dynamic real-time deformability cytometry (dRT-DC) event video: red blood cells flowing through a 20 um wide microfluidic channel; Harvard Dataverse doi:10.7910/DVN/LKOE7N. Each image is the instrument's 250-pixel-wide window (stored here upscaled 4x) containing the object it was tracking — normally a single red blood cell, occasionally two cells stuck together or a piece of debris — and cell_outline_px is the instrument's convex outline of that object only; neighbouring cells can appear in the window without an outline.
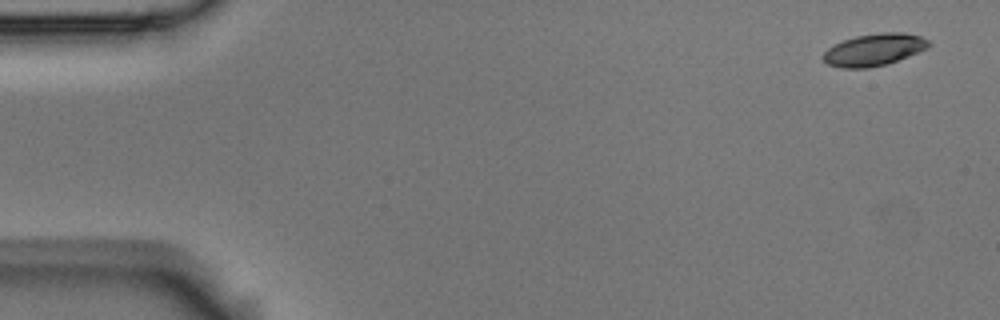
{"species": "Egyptian fruit bat (a non-hibernating species)", "species_latin": "Rousettus aegyptiacus", "temperature_condition": "room temperature", "stored_images_in_passage": 6, "camera_frame_rate_fps": 3000, "um_per_image_px": 0.085, "animal": {"sex": "male"}, "frame": {"image": 1, "passage_image": 1, "time_ms": 0.0, "image_size_px": [1000, 320], "cell_outline_px": [[932, 44], [908, 56], [888, 64], [868, 68], [840, 68], [828, 64], [824, 60], [824, 52], [828, 48], [844, 40], [856, 36], [880, 32], [904, 32], [920, 36], [928, 40]], "centroid_in_image_um": [74.29, 4.22], "position_along_channel_um": 10.7, "area_um2": 19.54}}
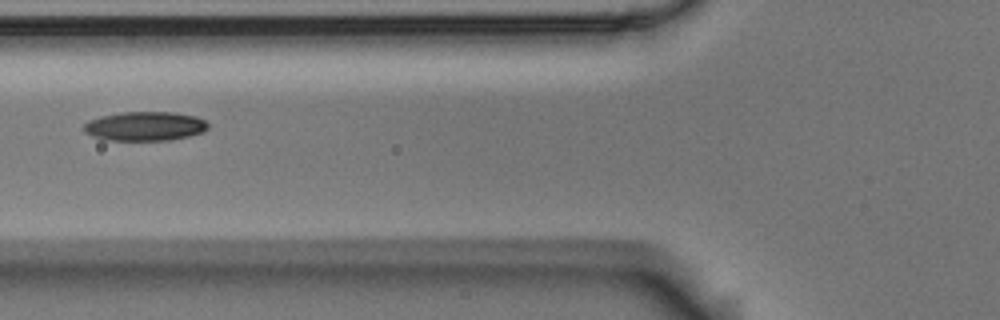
{"frame": {"image": 2, "passage_image": 6, "time_ms": 1.667, "image_size_px": [1000, 320], "cell_outline_px": [[208, 128], [204, 132], [188, 136], [168, 140], [104, 140], [92, 136], [84, 132], [84, 124], [88, 120], [100, 116], [120, 112], [172, 112], [196, 116], [204, 120], [208, 124]], "centroid_in_image_um": [12.3, 10.72], "position_along_channel_um": 113.5, "area_um2": 21.21}}